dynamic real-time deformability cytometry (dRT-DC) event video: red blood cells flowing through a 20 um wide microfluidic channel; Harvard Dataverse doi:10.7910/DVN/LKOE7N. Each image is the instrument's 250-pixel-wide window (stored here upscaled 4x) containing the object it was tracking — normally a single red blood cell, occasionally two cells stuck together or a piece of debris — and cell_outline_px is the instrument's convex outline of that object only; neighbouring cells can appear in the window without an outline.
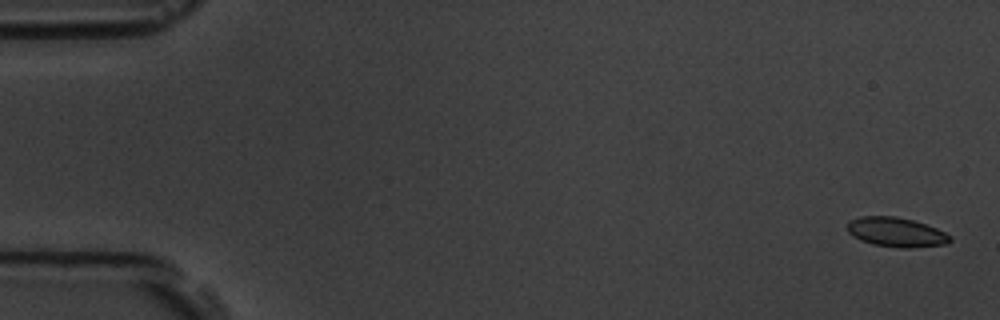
{"species": "common noctule bat (a hibernating species)", "species_latin": "Nyctalus noctula", "temperature_condition": "room temperature", "stored_images_in_passage": 8, "camera_frame_rate_fps": 3000, "um_per_image_px": 0.085, "animal": {"sex": "male", "body_mass_g": 19.5, "forearm_length_mm": 54.6}, "frame": {"image": 1, "passage_image": 1, "time_ms": 0.0, "image_size_px": [1000, 320], "cell_outline_px": [[952, 240], [948, 244], [912, 248], [900, 248], [872, 244], [860, 240], [852, 236], [848, 232], [848, 220], [860, 216], [896, 216], [912, 220], [936, 228], [952, 236]], "centroid_in_image_um": [76.18, 19.74], "position_along_channel_um": 8.8, "area_um2": 17.8}}
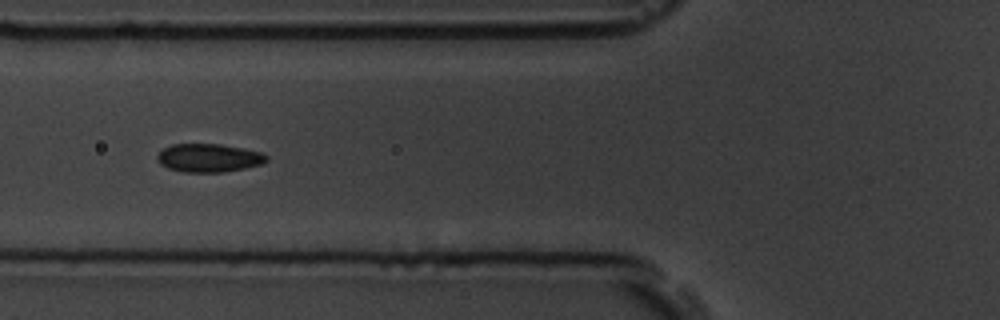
{"frame": {"image": 2, "passage_image": 6, "time_ms": 6.667, "image_size_px": [1000, 320], "cell_outline_px": [[268, 160], [260, 164], [244, 168], [224, 172], [184, 172], [168, 168], [160, 164], [156, 160], [156, 156], [164, 148], [172, 144], [220, 144], [244, 148], [260, 152], [268, 156]], "centroid_in_image_um": [17.73, 13.42], "position_along_channel_um": 108.1, "area_um2": 18.03}}
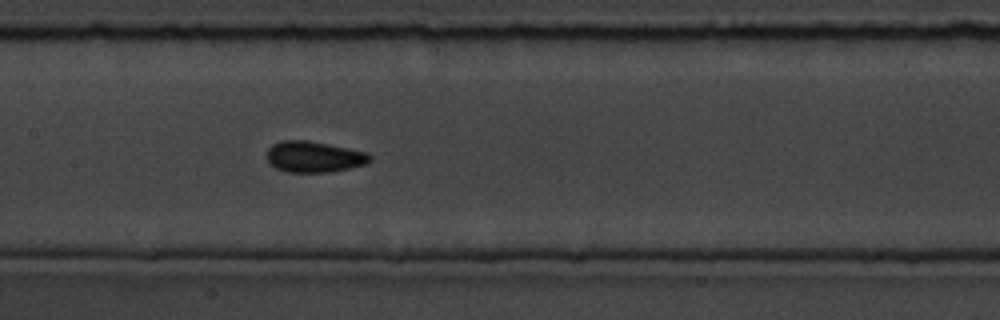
{"frame": {"image": 3, "passage_image": 8, "time_ms": 8.667, "image_size_px": [1000, 320], "cell_outline_px": [[372, 160], [364, 164], [348, 168], [328, 172], [288, 172], [276, 168], [268, 164], [268, 148], [272, 144], [280, 140], [308, 140], [368, 152], [372, 156]], "centroid_in_image_um": [26.68, 13.32], "position_along_channel_um": 180.7, "area_um2": 18.67}}